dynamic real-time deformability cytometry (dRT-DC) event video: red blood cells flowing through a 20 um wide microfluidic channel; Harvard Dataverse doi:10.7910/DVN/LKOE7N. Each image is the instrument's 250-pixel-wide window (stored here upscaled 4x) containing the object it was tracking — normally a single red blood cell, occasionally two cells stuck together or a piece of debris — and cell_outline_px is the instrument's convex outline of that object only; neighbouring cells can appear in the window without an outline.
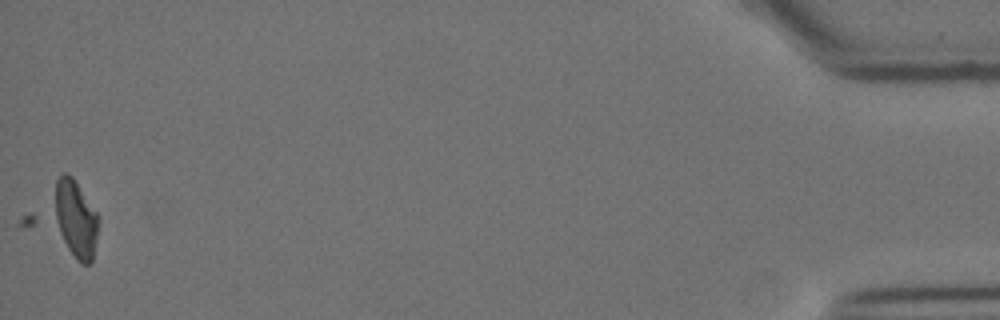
{"species": "Egyptian fruit bat (a non-hibernating species)", "species_latin": "Rousettus aegyptiacus", "temperature_condition": "cold", "stored_images_in_passage": 17, "camera_frame_rate_fps": 3000, "um_per_image_px": 0.085, "animal": {"sex": "female"}, "frame": {"image": 1, "passage_image": 17, "time_ms": 21.0, "image_size_px": [1000, 320], "cell_outline_px": [[100, 220], [92, 260], [88, 264], [80, 264], [16, 224], [20, 216], [64, 172], [68, 172], [72, 176], [100, 216]], "centroid_in_image_um": [5.46, 18.68], "position_along_channel_um": 429.7, "area_um2": 31.85}}